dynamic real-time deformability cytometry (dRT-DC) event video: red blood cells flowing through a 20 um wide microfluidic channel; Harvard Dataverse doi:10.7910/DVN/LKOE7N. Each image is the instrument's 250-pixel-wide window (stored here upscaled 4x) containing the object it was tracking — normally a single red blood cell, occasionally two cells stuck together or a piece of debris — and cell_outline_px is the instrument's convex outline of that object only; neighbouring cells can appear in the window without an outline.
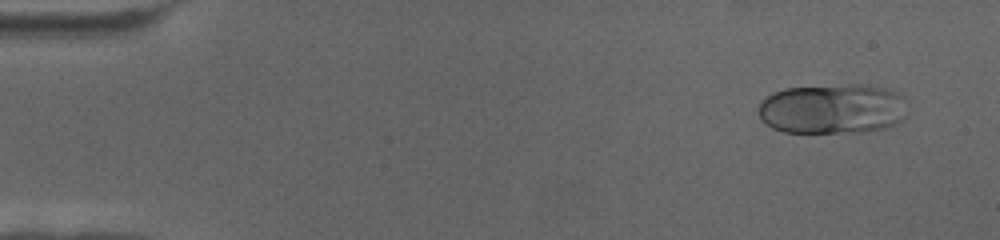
{"species": "human", "species_latin": "Homo sapiens", "temperature_condition": "cold", "stored_images_in_passage": 68, "camera_frame_rate_fps": 3000, "um_per_image_px": 0.085, "donor": {"sex": "female"}, "frame": {"image": 1, "passage_image": 5, "time_ms": 1.333, "image_size_px": [1000, 240], "cell_outline_px": [[896, 120], [892, 124], [884, 128], [864, 132], [784, 132], [772, 128], [760, 116], [760, 104], [772, 92], [784, 88], [848, 84], [864, 84], [884, 88], [892, 92], [896, 96]], "centroid_in_image_um": [70.54, 9.25], "position_along_channel_um": 14.5, "area_um2": 41.62}}
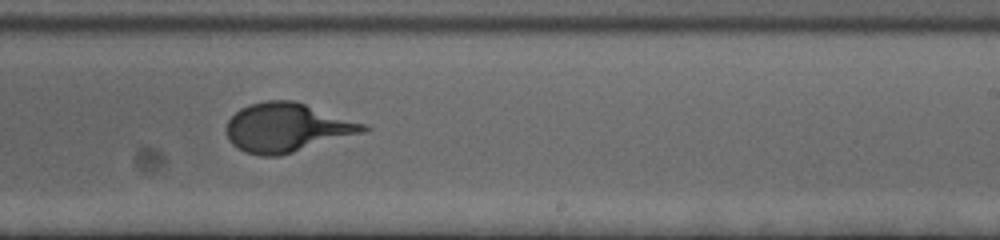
{"frame": {"image": 2, "passage_image": 42, "time_ms": 13.667, "image_size_px": [1000, 240], "cell_outline_px": [[372, 128], [364, 132], [280, 156], [260, 156], [244, 152], [232, 144], [228, 140], [224, 128], [228, 120], [240, 108], [264, 100], [296, 100], [368, 124]], "centroid_in_image_um": [24.4, 10.84], "position_along_channel_um": 264.6, "area_um2": 39.54}}
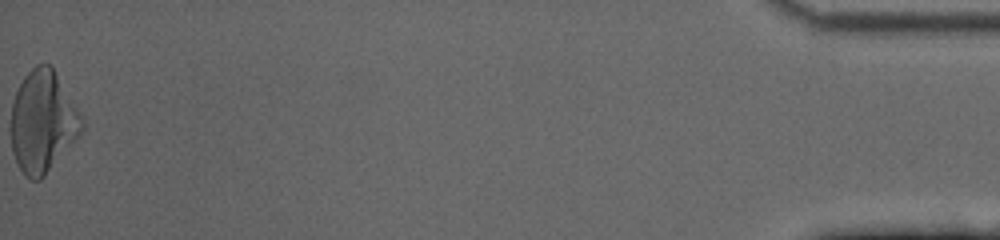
{"frame": {"image": 3, "passage_image": 68, "time_ms": 22.333, "image_size_px": [1000, 240], "cell_outline_px": [[84, 128], [44, 176], [40, 180], [32, 180], [24, 176], [12, 152], [12, 104], [16, 92], [24, 76], [36, 64], [52, 64], [84, 120]], "centroid_in_image_um": [3.64, 10.31], "position_along_channel_um": 431.6, "area_um2": 41.56}}